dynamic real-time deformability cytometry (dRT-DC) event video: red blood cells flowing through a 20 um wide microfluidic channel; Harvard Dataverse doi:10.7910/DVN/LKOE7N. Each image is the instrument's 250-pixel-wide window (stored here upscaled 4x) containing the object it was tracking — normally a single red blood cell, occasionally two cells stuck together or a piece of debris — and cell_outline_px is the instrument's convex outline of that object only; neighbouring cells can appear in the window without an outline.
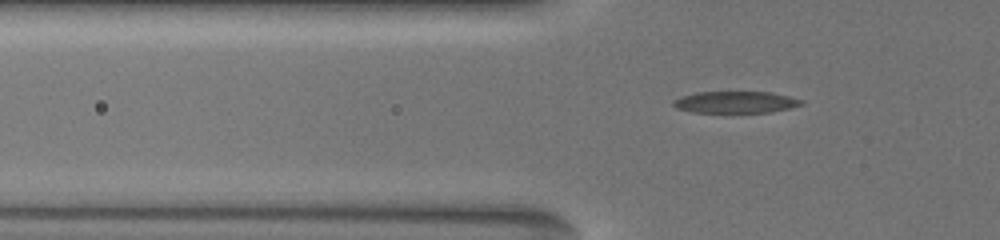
{"species": "common noctule bat (a hibernating species)", "species_latin": "Nyctalus noctula", "temperature_condition": "warm", "stored_images_in_passage": 51, "camera_frame_rate_fps": 3000, "um_per_image_px": 0.085, "animal": {"sex": "female", "body_mass_g": 19.5, "forearm_length_mm": 54.1}, "frame": {"image": 1, "passage_image": 2, "time_ms": 0.333, "image_size_px": [1000, 240], "cell_outline_px": [[804, 104], [792, 108], [772, 112], [692, 112], [676, 108], [672, 104], [672, 100], [696, 92], [768, 92], [788, 96], [804, 100]], "centroid_in_image_um": [62.55, 8.69], "position_along_channel_um": 63.2, "area_um2": 16.18}}
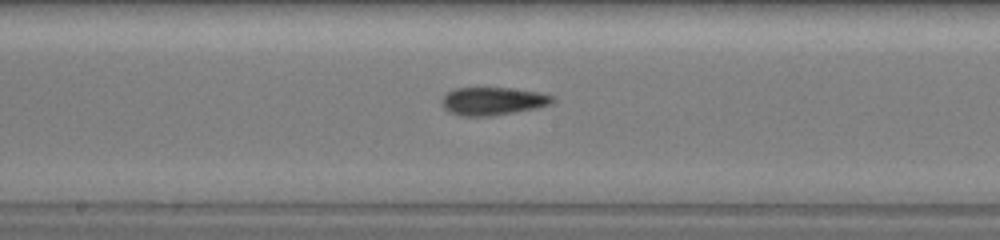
{"frame": {"image": 2, "passage_image": 12, "time_ms": 4.333, "image_size_px": [1000, 240], "cell_outline_px": [[556, 100], [552, 104], [536, 108], [492, 116], [460, 116], [448, 112], [440, 104], [440, 100], [448, 92], [456, 88], [508, 88], [536, 92], [552, 96]], "centroid_in_image_um": [41.85, 8.61], "position_along_channel_um": 206.4, "area_um2": 18.03}}
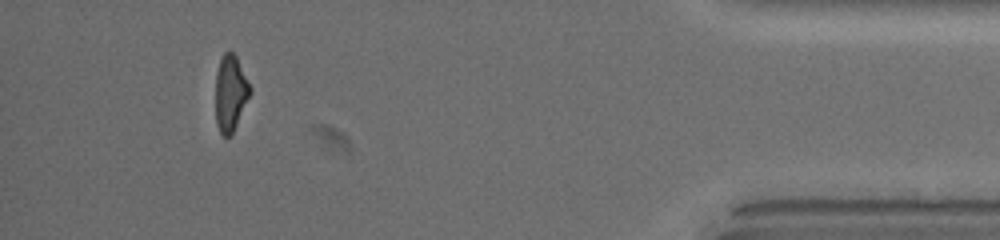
{"frame": {"image": 3, "passage_image": 44, "time_ms": 11.333, "image_size_px": [1000, 240], "cell_outline_px": [[252, 92], [232, 136], [224, 136], [220, 132], [216, 124], [216, 72], [220, 60], [224, 52], [232, 52], [236, 56], [252, 88]], "centroid_in_image_um": [19.61, 7.95], "position_along_channel_um": 415.6, "area_um2": 15.49}, "authors_computed_cell_mechanics": {"area_um2": 16.8776, "velocity_mm_per_s": 3.7371, "shape_relaxation_time_tau1_ms": 4.5449, "shape_relaxation_time_tau2_ms": 2.6075, "deformation_change_tau1": 0.1583, "deformation_change_tau2": 0.1061}}